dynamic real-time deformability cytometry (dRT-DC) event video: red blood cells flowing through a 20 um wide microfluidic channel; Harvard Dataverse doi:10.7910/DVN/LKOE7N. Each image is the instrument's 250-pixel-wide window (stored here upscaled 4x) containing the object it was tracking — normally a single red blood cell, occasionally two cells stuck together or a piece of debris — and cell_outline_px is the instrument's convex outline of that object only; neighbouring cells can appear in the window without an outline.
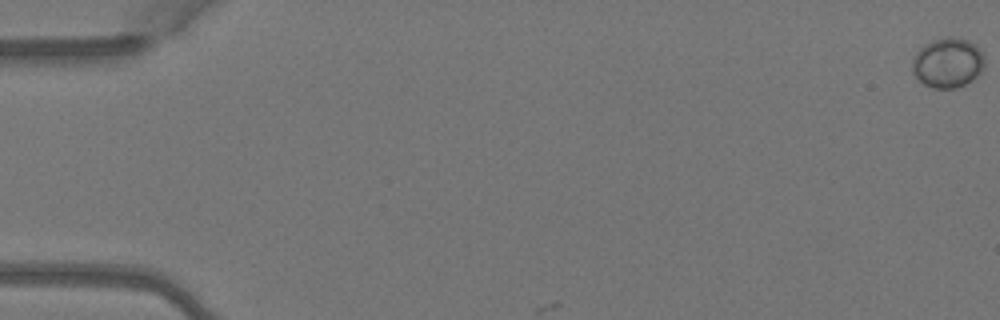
{"species": "Egyptian fruit bat (a non-hibernating species)", "species_latin": "Rousettus aegyptiacus", "temperature_condition": "warm", "stored_images_in_passage": 3, "camera_frame_rate_fps": 3000, "um_per_image_px": 0.085, "animal": {"sex": "female"}, "frame": {"image": 1, "passage_image": 1, "time_ms": 0.0, "image_size_px": [1000, 320], "cell_outline_px": [[984, 68], [972, 80], [956, 88], [932, 88], [924, 84], [912, 72], [912, 60], [916, 52], [924, 44], [932, 40], [948, 36], [952, 36], [968, 40], [984, 56]], "centroid_in_image_um": [80.53, 5.33], "position_along_channel_um": 4.5, "area_um2": 20.92}}